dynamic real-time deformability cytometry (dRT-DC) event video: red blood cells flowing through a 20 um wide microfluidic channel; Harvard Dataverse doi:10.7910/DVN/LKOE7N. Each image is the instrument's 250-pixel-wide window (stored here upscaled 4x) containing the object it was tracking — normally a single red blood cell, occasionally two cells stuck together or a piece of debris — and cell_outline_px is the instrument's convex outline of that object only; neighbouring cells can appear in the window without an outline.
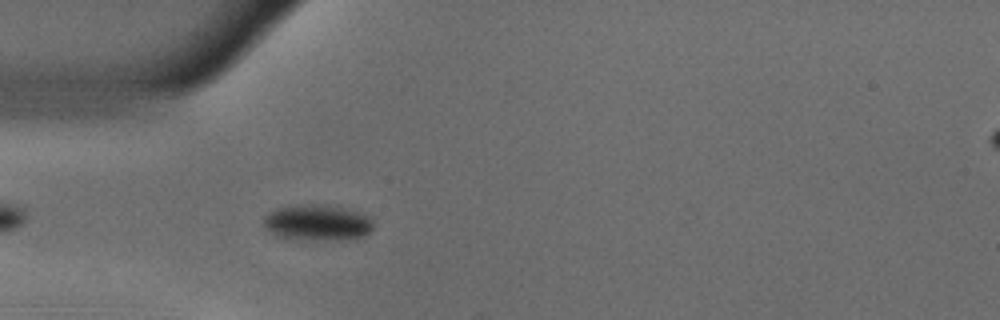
{"species": "common noctule bat (a hibernating species)", "species_latin": "Nyctalus noctula", "temperature_condition": "warm", "stored_images_in_passage": 43, "camera_frame_rate_fps": 3000, "um_per_image_px": 0.085, "animal": {"sex": "male", "body_mass_g": 18.8}, "frame": {"image": 1, "passage_image": 4, "time_ms": 1.0, "image_size_px": [1000, 320], "cell_outline_px": [[372, 228], [364, 236], [344, 240], [312, 240], [276, 236], [264, 224], [264, 216], [268, 212], [276, 208], [300, 204], [316, 204], [340, 208], [356, 212], [368, 216], [372, 220]], "centroid_in_image_um": [26.96, 18.93], "position_along_channel_um": 58.0, "area_um2": 22.66}}
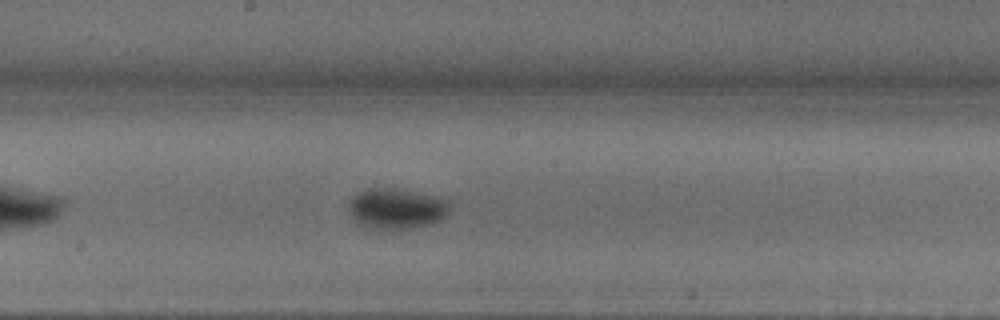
{"frame": {"image": 2, "passage_image": 17, "time_ms": 5.333, "image_size_px": [1000, 320], "cell_outline_px": [[452, 204], [448, 216], [440, 220], [428, 224], [392, 232], [376, 232], [364, 228], [356, 224], [348, 212], [348, 204], [352, 196], [368, 188], [400, 188], [420, 192], [436, 196], [448, 200]], "centroid_in_image_um": [33.67, 17.78], "position_along_channel_um": 214.5, "area_um2": 25.32}}
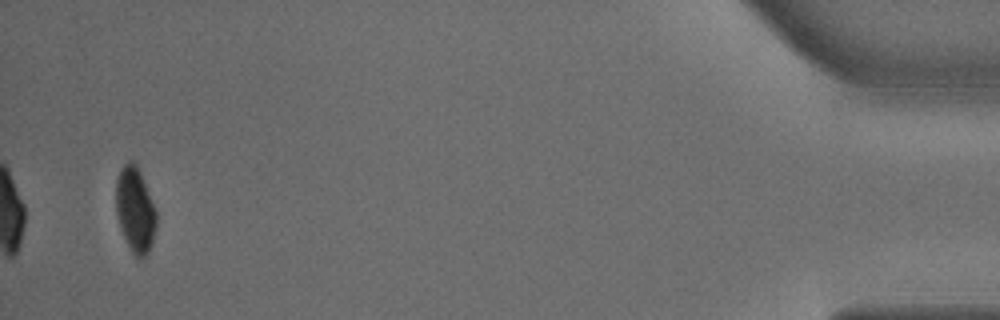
{"frame": {"image": 3, "passage_image": 41, "time_ms": 13.333, "image_size_px": [1000, 320], "cell_outline_px": [[156, 224], [152, 244], [148, 252], [140, 260], [132, 252], [120, 228], [116, 212], [116, 180], [120, 168], [128, 160], [136, 160], [156, 208]], "centroid_in_image_um": [11.49, 17.77], "position_along_channel_um": 423.7, "area_um2": 20.35}, "authors_computed_cell_mechanics": {"area_um2": 23.0622, "velocity_mm_per_s": 3.66, "shape_relaxation_time_tau1_ms": 4.2011, "shape_relaxation_time_tau2_ms": null, "deformation_change_tau1": 0.1079, "deformation_change_tau2": null}}